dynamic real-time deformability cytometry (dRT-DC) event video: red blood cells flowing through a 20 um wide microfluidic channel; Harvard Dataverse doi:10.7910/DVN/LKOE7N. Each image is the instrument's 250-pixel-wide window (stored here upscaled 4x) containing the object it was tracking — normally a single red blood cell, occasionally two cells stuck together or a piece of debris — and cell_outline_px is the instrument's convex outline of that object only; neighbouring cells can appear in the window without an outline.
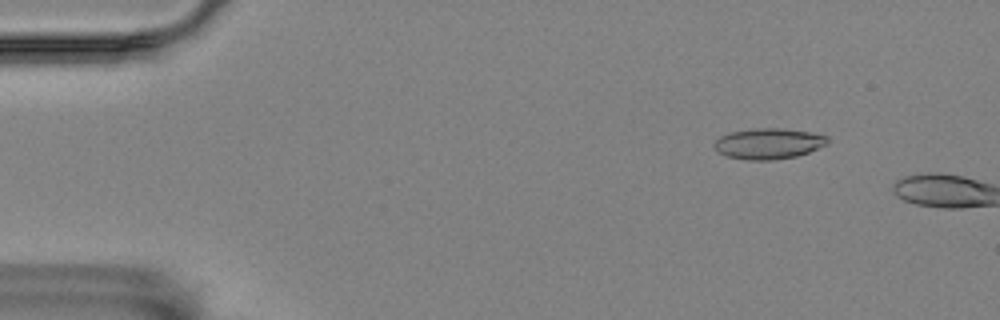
{"species": "Egyptian fruit bat (a non-hibernating species)", "species_latin": "Rousettus aegyptiacus", "temperature_condition": "room temperature", "stored_images_in_passage": 3, "camera_frame_rate_fps": 3000, "um_per_image_px": 0.085, "animal": {"sex": "female"}, "frame": {"image": 1, "passage_image": 2, "time_ms": 0.333, "image_size_px": [1000, 320], "cell_outline_px": [[828, 144], [808, 152], [796, 156], [772, 160], [748, 160], [728, 156], [716, 152], [712, 144], [720, 136], [728, 132], [756, 128], [784, 128], [808, 132], [828, 136]], "centroid_in_image_um": [65.29, 12.2], "position_along_channel_um": 19.7, "area_um2": 20.4}}